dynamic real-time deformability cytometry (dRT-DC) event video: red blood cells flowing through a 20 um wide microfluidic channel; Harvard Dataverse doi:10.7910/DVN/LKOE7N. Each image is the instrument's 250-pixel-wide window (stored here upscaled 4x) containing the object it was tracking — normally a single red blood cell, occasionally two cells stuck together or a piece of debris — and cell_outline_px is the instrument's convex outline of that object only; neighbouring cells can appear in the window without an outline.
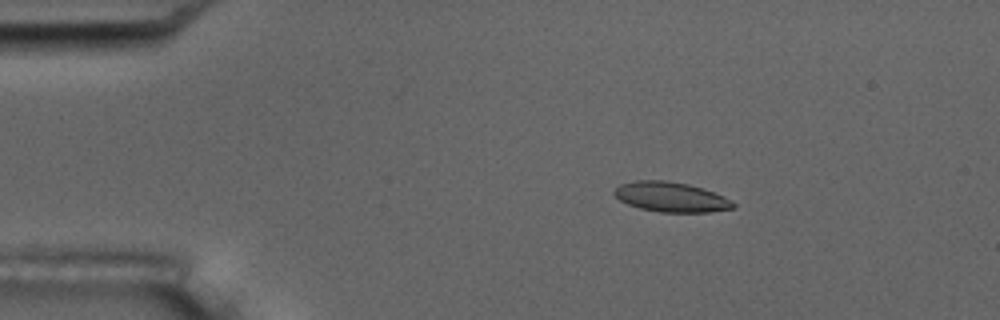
{"species": "common noctule bat (a hibernating species)", "species_latin": "Nyctalus noctula", "temperature_condition": "room temperature", "stored_images_in_passage": 6, "camera_frame_rate_fps": 3000, "um_per_image_px": 0.085, "animal": {"sex": "male", "body_mass_g": 17.5, "forearm_length_mm": 52.3}, "frame": {"image": 1, "passage_image": 3, "time_ms": 3.0, "image_size_px": [1000, 320], "cell_outline_px": [[736, 208], [712, 212], [660, 212], [640, 208], [628, 204], [620, 200], [612, 192], [620, 184], [636, 180], [664, 180], [688, 184], [724, 196], [736, 204]], "centroid_in_image_um": [57.04, 16.75], "position_along_channel_um": 28.0, "area_um2": 20.63}}